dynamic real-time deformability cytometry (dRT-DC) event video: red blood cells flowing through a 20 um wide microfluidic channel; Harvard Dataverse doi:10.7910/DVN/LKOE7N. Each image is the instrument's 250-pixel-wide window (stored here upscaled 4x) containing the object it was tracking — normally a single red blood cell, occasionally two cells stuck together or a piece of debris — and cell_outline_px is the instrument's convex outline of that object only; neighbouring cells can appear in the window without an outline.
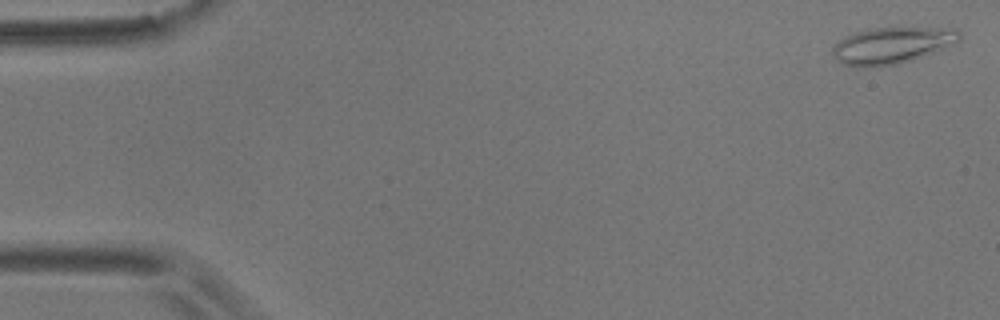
{"species": "common noctule bat (a hibernating species)", "species_latin": "Nyctalus noctula", "temperature_condition": "room temperature", "stored_images_in_passage": 56, "camera_frame_rate_fps": 3000, "um_per_image_px": 0.085, "animal": {"sex": "male", "body_mass_g": 17.9}, "frame": {"image": 1, "passage_image": 2, "time_ms": 0.333, "image_size_px": [1000, 320], "cell_outline_px": [[960, 40], [952, 44], [912, 60], [880, 68], [860, 68], [840, 64], [832, 52], [832, 48], [844, 36], [868, 28], [956, 28], [960, 32]], "centroid_in_image_um": [75.75, 3.88], "position_along_channel_um": 9.2, "area_um2": 27.11}}
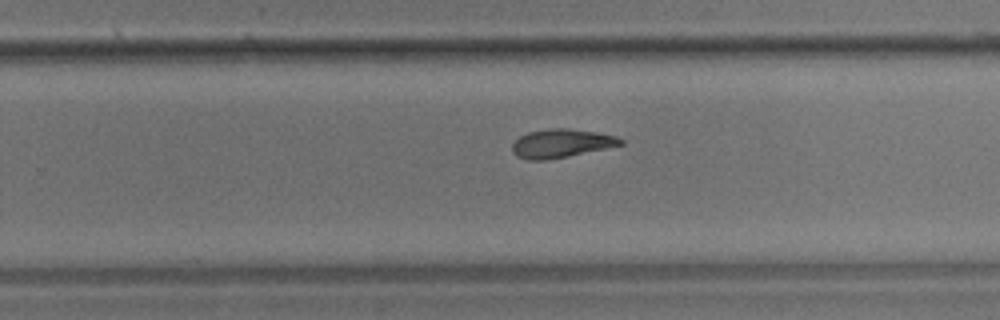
{"frame": {"image": 2, "passage_image": 36, "time_ms": 11.667, "image_size_px": [1000, 320], "cell_outline_px": [[624, 144], [568, 156], [544, 160], [524, 160], [516, 156], [512, 152], [512, 144], [520, 136], [528, 132], [548, 128], [568, 128], [596, 132], [616, 136], [624, 140]], "centroid_in_image_um": [47.68, 12.18], "position_along_channel_um": 282.1, "area_um2": 18.03}}
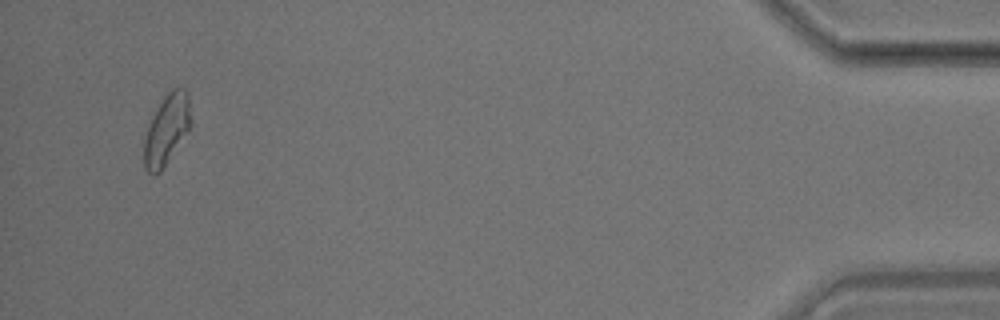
{"frame": {"image": 3, "passage_image": 54, "time_ms": 17.667, "image_size_px": [1000, 320], "cell_outline_px": [[188, 132], [164, 168], [156, 176], [152, 176], [144, 168], [144, 140], [152, 116], [164, 96], [172, 88], [184, 88], [188, 92]], "centroid_in_image_um": [14.13, 11.08], "position_along_channel_um": 421.1, "area_um2": 18.84}, "authors_computed_cell_mechanics": {"area_um2": 18.9584, "velocity_mm_per_s": 3.5821, "shape_relaxation_time_tau1_ms": 9.8212, "shape_relaxation_time_tau2_ms": 7.3868, "deformation_change_tau1": 0.2086, "deformation_change_tau2": 0.1456}}